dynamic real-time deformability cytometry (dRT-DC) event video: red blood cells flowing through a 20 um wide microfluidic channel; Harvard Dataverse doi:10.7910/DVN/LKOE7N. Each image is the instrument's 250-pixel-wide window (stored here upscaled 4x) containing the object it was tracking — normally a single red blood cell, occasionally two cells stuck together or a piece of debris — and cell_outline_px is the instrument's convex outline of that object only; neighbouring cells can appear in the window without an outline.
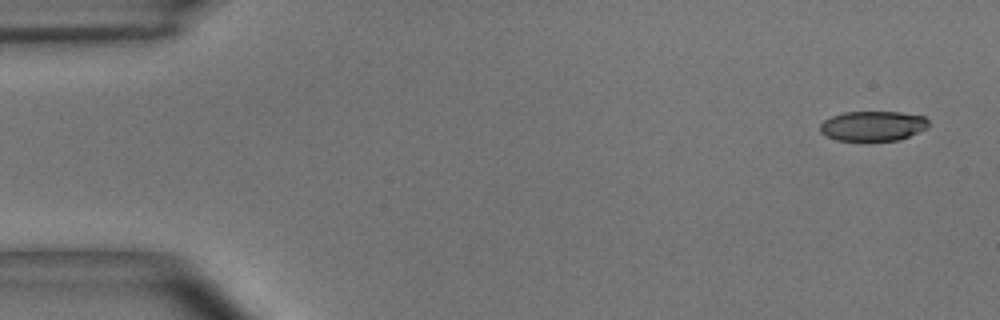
{"species": "common noctule bat (a hibernating species)", "species_latin": "Nyctalus noctula", "temperature_condition": "room temperature", "stored_images_in_passage": 3, "camera_frame_rate_fps": 3000, "um_per_image_px": 0.085, "animal": {"sex": "male", "body_mass_g": 15.6}, "frame": {"image": 1, "passage_image": 1, "time_ms": 0.0, "image_size_px": [1000, 320], "cell_outline_px": [[928, 128], [900, 140], [836, 140], [820, 132], [820, 124], [824, 120], [832, 116], [844, 112], [900, 112], [924, 116], [928, 120]], "centroid_in_image_um": [74.21, 10.7], "position_along_channel_um": 10.8, "area_um2": 18.84}}